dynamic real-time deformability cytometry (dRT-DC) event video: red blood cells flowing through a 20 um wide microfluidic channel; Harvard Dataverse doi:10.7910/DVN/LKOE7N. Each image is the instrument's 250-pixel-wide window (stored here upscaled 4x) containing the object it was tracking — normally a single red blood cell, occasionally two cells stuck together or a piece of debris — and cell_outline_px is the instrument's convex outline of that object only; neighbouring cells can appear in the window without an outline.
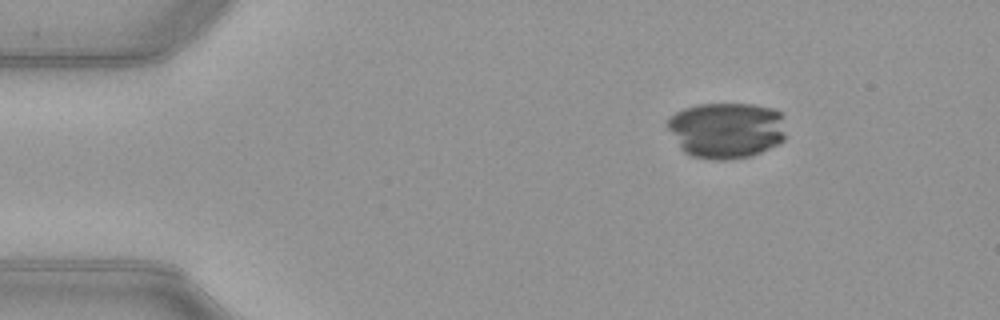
{"species": "common noctule bat (a hibernating species)", "species_latin": "Nyctalus noctula", "temperature_condition": "warm", "stored_images_in_passage": 52, "camera_frame_rate_fps": 3000, "um_per_image_px": 0.085, "animal": {"sex": "female", "body_mass_g": 21.9}, "frame": {"image": 1, "passage_image": 8, "time_ms": 2.333, "image_size_px": [1000, 320], "cell_outline_px": [[784, 140], [752, 156], [724, 160], [712, 160], [692, 156], [684, 152], [680, 148], [668, 128], [668, 116], [684, 108], [700, 104], [752, 104], [772, 108], [780, 112], [784, 116]], "centroid_in_image_um": [61.74, 11.06], "position_along_channel_um": 23.3, "area_um2": 38.84}}
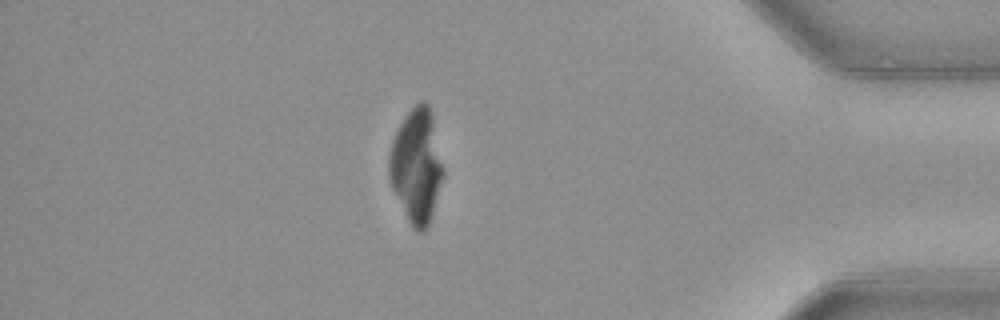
{"frame": {"image": 2, "passage_image": 45, "time_ms": 14.667, "image_size_px": [1000, 320], "cell_outline_px": [[444, 172], [428, 228], [424, 232], [416, 232], [412, 228], [392, 188], [388, 176], [388, 156], [392, 140], [404, 116], [420, 100], [424, 100], [428, 104], [432, 116]], "centroid_in_image_um": [35.38, 14.11], "position_along_channel_um": 399.8, "area_um2": 35.78}}
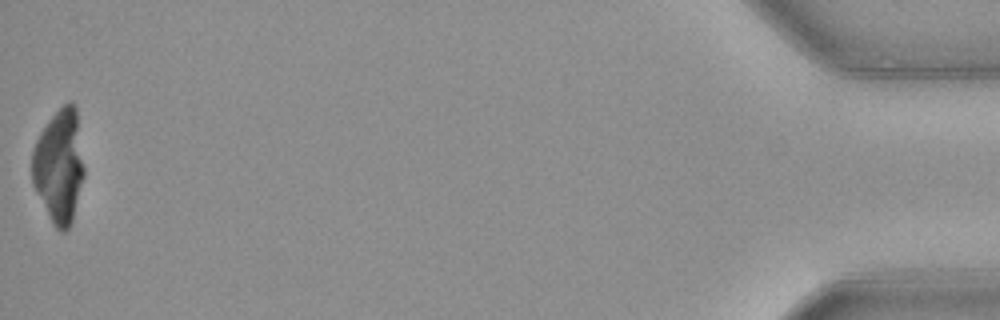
{"frame": {"image": 3, "passage_image": 52, "time_ms": 17.0, "image_size_px": [1000, 320], "cell_outline_px": [[84, 176], [72, 220], [68, 228], [64, 232], [60, 232], [52, 224], [32, 184], [32, 152], [36, 140], [40, 132], [48, 120], [68, 100], [72, 100], [76, 104], [84, 168]], "centroid_in_image_um": [5.03, 14.1], "position_along_channel_um": 430.2, "area_um2": 34.62}}